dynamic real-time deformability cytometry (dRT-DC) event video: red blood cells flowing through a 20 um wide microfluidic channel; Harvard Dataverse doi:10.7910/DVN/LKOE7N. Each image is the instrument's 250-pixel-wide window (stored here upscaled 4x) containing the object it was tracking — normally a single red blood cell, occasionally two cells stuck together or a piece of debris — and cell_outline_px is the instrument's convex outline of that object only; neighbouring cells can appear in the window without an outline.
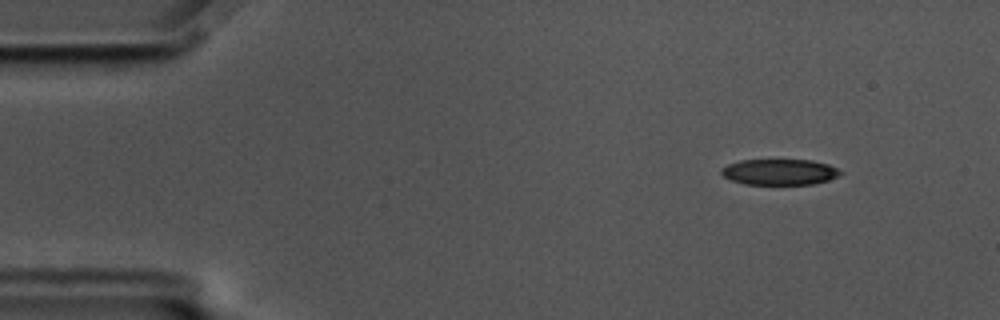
{"species": "common noctule bat (a hibernating species)", "species_latin": "Nyctalus noctula", "temperature_condition": "cold", "stored_images_in_passage": 52, "camera_frame_rate_fps": 3000, "um_per_image_px": 0.085, "animal": {"sex": "male", "body_mass_g": 17.5, "forearm_length_mm": 52.3}, "frame": {"image": 1, "passage_image": 1, "time_ms": 0.0, "image_size_px": [1000, 320], "cell_outline_px": [[844, 172], [828, 180], [812, 184], [744, 184], [728, 180], [720, 172], [720, 168], [728, 164], [740, 160], [812, 160], [828, 164]], "centroid_in_image_um": [66.22, 14.61], "position_along_channel_um": 18.8, "area_um2": 17.98}}
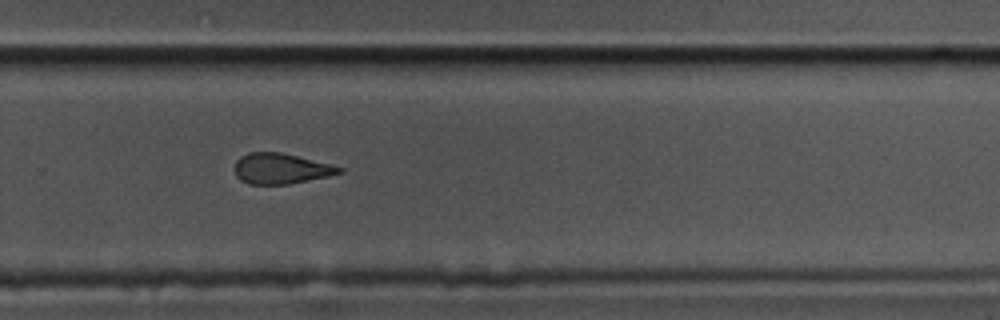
{"frame": {"image": 2, "passage_image": 33, "time_ms": 10.667, "image_size_px": [1000, 320], "cell_outline_px": [[344, 172], [328, 176], [288, 184], [248, 184], [240, 180], [236, 176], [232, 168], [236, 160], [240, 156], [248, 152], [280, 152], [332, 164], [344, 168]], "centroid_in_image_um": [23.84, 14.32], "position_along_channel_um": 306.0, "area_um2": 18.84}}
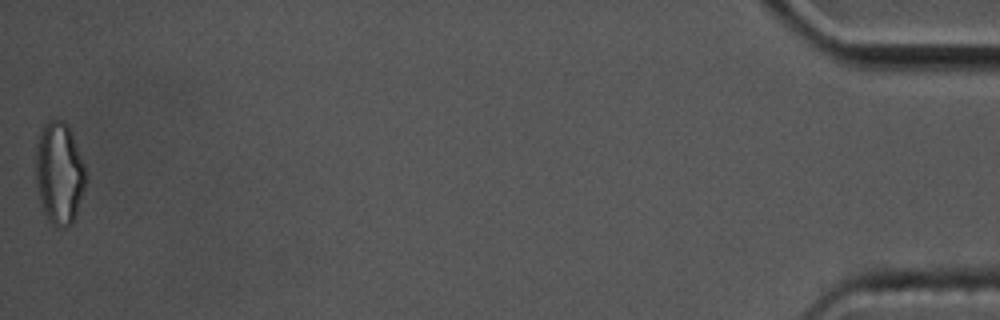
{"frame": {"image": 3, "passage_image": 52, "time_ms": 17.0, "image_size_px": [1000, 320], "cell_outline_px": [[88, 180], [72, 224], [64, 228], [60, 228], [52, 224], [44, 212], [40, 200], [36, 180], [36, 144], [40, 132], [44, 124], [48, 120], [64, 120], [68, 124], [84, 164]], "centroid_in_image_um": [5.05, 14.71], "position_along_channel_um": 430.1, "area_um2": 29.88}, "authors_computed_cell_mechanics": {"area_um2": 20.3456, "velocity_mm_per_s": 3.5035, "shape_relaxation_time_tau1_ms": 4.5867, "shape_relaxation_time_tau2_ms": 2.2224, "deformation_change_tau1": 0.1468, "deformation_change_tau2": 0.1072}}